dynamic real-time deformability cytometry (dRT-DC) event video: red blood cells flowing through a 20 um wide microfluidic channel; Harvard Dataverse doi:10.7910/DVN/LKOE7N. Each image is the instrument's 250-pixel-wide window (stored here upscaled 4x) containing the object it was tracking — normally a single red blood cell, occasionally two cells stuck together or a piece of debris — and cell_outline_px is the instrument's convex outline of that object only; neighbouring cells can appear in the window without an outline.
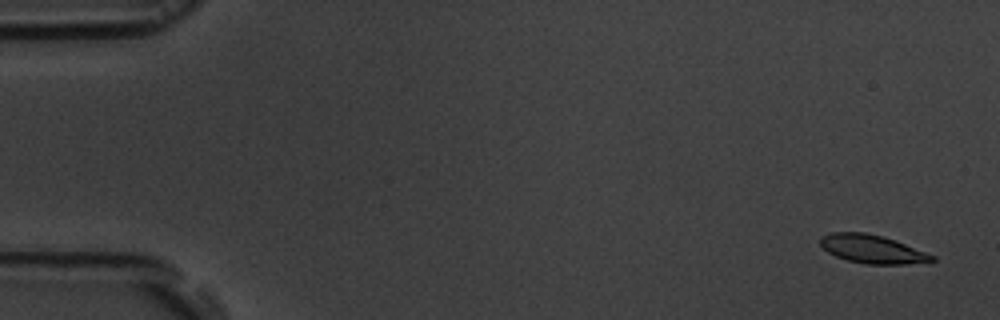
{"species": "common noctule bat (a hibernating species)", "species_latin": "Nyctalus noctula", "temperature_condition": "room temperature", "stored_images_in_passage": 6, "segment_of_instrument_passage": [1, 2], "camera_frame_rate_fps": 3000, "um_per_image_px": 0.085, "animal": {"sex": "male", "body_mass_g": 19.5, "forearm_length_mm": 54.6}, "frame": {"image": 1, "passage_image": 1, "time_ms": 0.0, "image_size_px": [1000, 320], "cell_outline_px": [[936, 260], [904, 264], [864, 264], [848, 260], [836, 256], [828, 252], [820, 244], [820, 236], [832, 232], [864, 232], [896, 240], [936, 256]], "centroid_in_image_um": [74.13, 21.16], "position_along_channel_um": 10.9, "area_um2": 18.38}}